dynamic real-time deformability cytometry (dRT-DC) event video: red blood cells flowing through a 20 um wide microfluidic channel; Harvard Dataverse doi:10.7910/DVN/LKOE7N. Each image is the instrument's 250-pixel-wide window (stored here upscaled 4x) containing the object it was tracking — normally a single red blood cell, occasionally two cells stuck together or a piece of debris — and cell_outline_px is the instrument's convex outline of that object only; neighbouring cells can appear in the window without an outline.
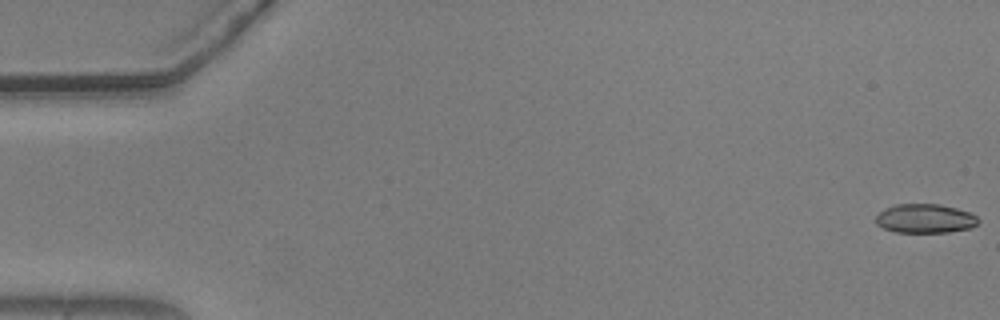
{"species": "common noctule bat (a hibernating species)", "species_latin": "Nyctalus noctula", "temperature_condition": "warm", "stored_images_in_passage": 4, "camera_frame_rate_fps": 3000, "um_per_image_px": 0.085, "animal": {"sex": "male", "body_mass_g": 20.5, "forearm_length_mm": 52.5}, "frame": {"image": 1, "passage_image": 1, "time_ms": 0.0, "image_size_px": [1000, 320], "cell_outline_px": [[980, 220], [972, 228], [948, 232], [896, 232], [884, 228], [876, 224], [876, 216], [884, 208], [896, 204], [940, 204], [956, 208], [968, 212], [976, 216]], "centroid_in_image_um": [78.63, 18.57], "position_along_channel_um": 6.4, "area_um2": 17.34}}